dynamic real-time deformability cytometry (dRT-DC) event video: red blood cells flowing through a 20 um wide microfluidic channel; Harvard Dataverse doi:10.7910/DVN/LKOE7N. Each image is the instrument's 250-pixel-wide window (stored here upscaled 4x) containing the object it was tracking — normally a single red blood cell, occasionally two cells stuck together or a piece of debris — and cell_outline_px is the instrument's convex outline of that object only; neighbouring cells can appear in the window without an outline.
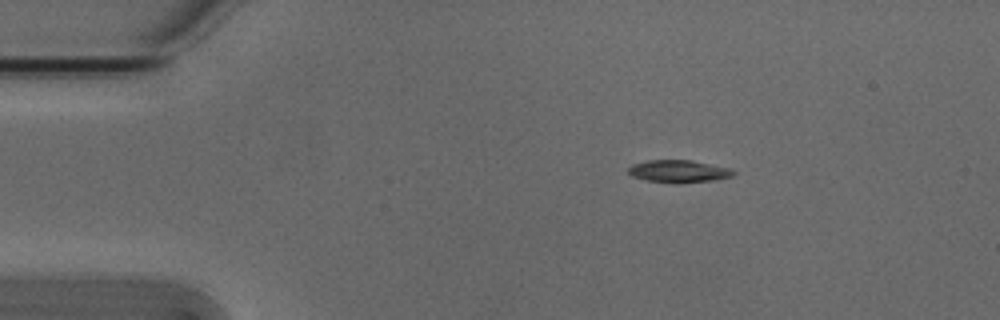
{"species": "Egyptian fruit bat (a non-hibernating species)", "species_latin": "Rousettus aegyptiacus", "temperature_condition": "cold", "stored_images_in_passage": 5, "segment_of_instrument_passage": [2, 2], "camera_frame_rate_fps": 3000, "um_per_image_px": 0.085, "animal": {"sex": "male"}, "frame": {"image": 1, "passage_image": 5, "time_ms": 1.333, "image_size_px": [1000, 320], "cell_outline_px": [[736, 172], [732, 176], [712, 180], [680, 184], [648, 180], [632, 176], [628, 172], [628, 168], [632, 164], [648, 160], [692, 160], [728, 168]], "centroid_in_image_um": [57.66, 14.56], "position_along_channel_um": 27.3, "area_um2": 13.64}}